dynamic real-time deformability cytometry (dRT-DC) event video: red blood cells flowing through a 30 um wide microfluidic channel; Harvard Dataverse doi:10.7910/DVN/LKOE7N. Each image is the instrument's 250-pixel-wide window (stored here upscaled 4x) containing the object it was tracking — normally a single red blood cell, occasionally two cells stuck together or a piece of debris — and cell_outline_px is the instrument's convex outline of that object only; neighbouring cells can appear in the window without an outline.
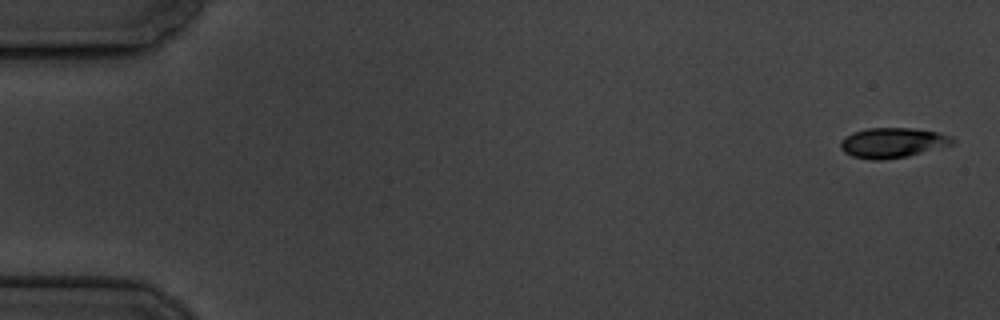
{"species": "common noctule bat (a hibernating species)", "species_latin": "Nyctalus noctula", "temperature_condition": "cold", "stored_images_in_passage": 6, "camera_frame_rate_fps": 3000, "um_per_image_px": 0.085, "animal": {"sex": "male", "body_mass_g": 19.5, "forearm_length_mm": 54.6}, "frame": {"image": 1, "passage_image": 1, "time_ms": 0.0, "image_size_px": [1000, 320], "cell_outline_px": [[956, 140], [952, 144], [908, 156], [880, 160], [872, 160], [852, 156], [844, 152], [840, 148], [840, 140], [844, 136], [852, 132], [868, 128], [912, 128], [940, 132], [952, 136]], "centroid_in_image_um": [75.85, 12.12], "position_along_channel_um": 9.2, "area_um2": 19.71}}
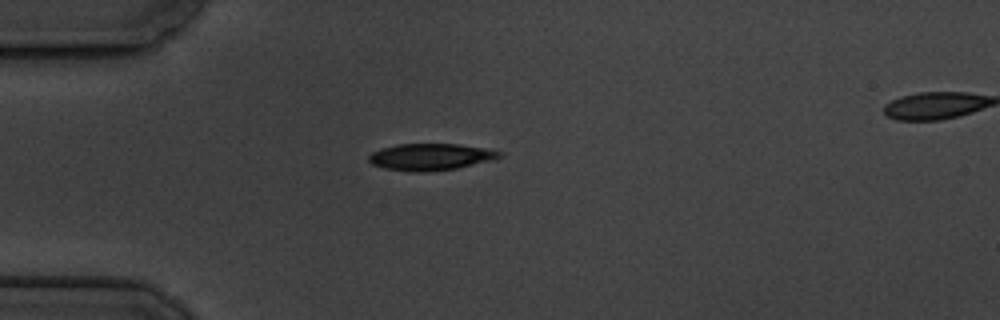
{"frame": {"image": 2, "passage_image": 5, "time_ms": 4.667, "image_size_px": [1000, 320], "cell_outline_px": [[504, 152], [500, 156], [488, 160], [456, 168], [424, 172], [408, 172], [384, 168], [372, 164], [368, 160], [368, 156], [372, 152], [380, 148], [396, 144], [460, 144], [488, 148]], "centroid_in_image_um": [36.54, 13.32], "position_along_channel_um": 48.5, "area_um2": 20.35}}